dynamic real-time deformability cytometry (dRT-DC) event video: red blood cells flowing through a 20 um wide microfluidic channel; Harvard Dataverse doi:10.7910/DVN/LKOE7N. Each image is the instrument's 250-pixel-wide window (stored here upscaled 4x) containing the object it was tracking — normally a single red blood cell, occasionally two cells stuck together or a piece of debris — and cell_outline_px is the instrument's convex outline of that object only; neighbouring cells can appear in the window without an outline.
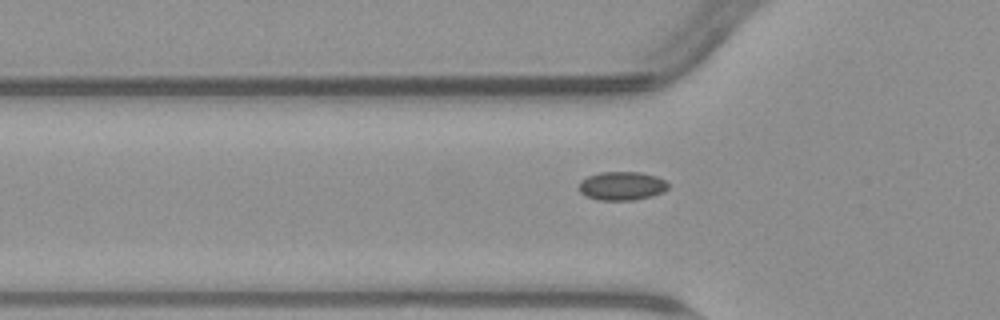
{"species": "common noctule bat (a hibernating species)", "species_latin": "Nyctalus noctula", "temperature_condition": "warm", "stored_images_in_passage": 36, "camera_frame_rate_fps": 3000, "um_per_image_px": 0.085, "animal": {"sex": "male", "body_mass_g": 23.1, "forearm_length_mm": 52.7}, "frame": {"image": 1, "passage_image": 6, "time_ms": 1.667, "image_size_px": [1000, 320], "cell_outline_px": [[668, 188], [664, 192], [652, 196], [632, 200], [600, 200], [588, 196], [580, 192], [580, 180], [588, 176], [600, 172], [640, 172], [656, 176], [664, 180], [668, 184]], "centroid_in_image_um": [52.88, 15.79], "position_along_channel_um": 72.9, "area_um2": 14.8}}
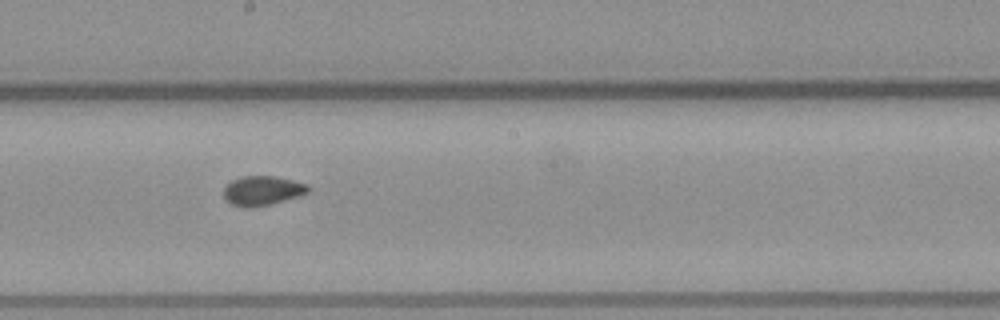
{"frame": {"image": 2, "passage_image": 18, "time_ms": 5.667, "image_size_px": [1000, 320], "cell_outline_px": [[312, 188], [308, 192], [300, 196], [252, 208], [244, 208], [232, 204], [224, 196], [224, 188], [232, 180], [240, 176], [276, 176], [308, 184]], "centroid_in_image_um": [22.33, 16.2], "position_along_channel_um": 225.9, "area_um2": 14.51}}
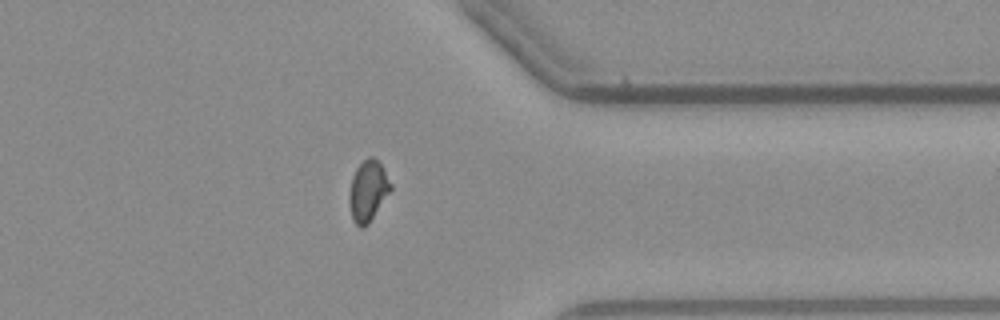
{"frame": {"image": 3, "passage_image": 31, "time_ms": 10.0, "image_size_px": [1000, 320], "cell_outline_px": [[392, 188], [368, 224], [364, 228], [360, 228], [352, 220], [348, 200], [348, 196], [352, 176], [356, 168], [368, 156], [372, 156], [380, 164], [392, 184]], "centroid_in_image_um": [31.25, 16.24], "position_along_channel_um": 380.2, "area_um2": 14.62}, "authors_computed_cell_mechanics": {"area_um2": 14.5945, "velocity_mm_per_s": 3.7926, "shape_relaxation_time_tau1_ms": null, "shape_relaxation_time_tau2_ms": 1.3866, "deformation_change_tau1": null, "deformation_change_tau2": 0.0549}}